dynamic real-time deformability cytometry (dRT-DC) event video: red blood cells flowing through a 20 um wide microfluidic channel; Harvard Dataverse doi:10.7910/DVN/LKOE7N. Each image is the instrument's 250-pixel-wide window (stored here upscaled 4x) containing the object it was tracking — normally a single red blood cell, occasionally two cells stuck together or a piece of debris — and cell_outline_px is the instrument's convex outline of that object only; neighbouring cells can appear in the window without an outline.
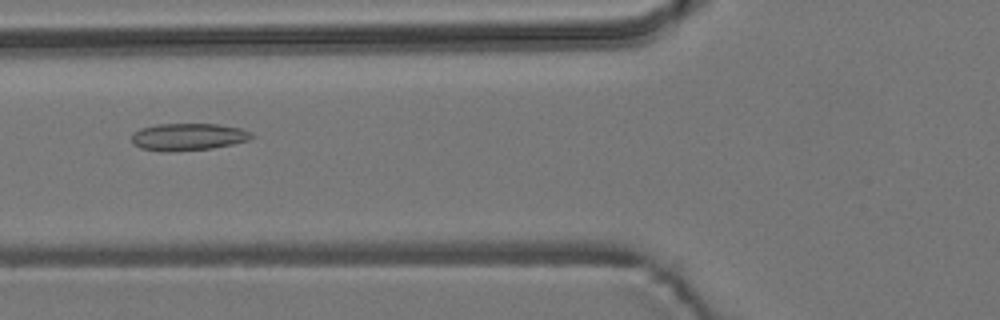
{"species": "common noctule bat (a hibernating species)", "species_latin": "Nyctalus noctula", "temperature_condition": "room temperature", "stored_images_in_passage": 38, "camera_frame_rate_fps": 3000, "um_per_image_px": 0.085, "animal": {"sex": "male", "body_mass_g": 19.2, "forearm_length_mm": 51.8}, "frame": {"image": 1, "passage_image": 4, "time_ms": 1.0, "image_size_px": [1000, 320], "cell_outline_px": [[256, 136], [248, 140], [232, 144], [212, 148], [168, 152], [140, 148], [132, 144], [132, 132], [140, 128], [156, 124], [216, 124], [240, 128], [252, 132]], "centroid_in_image_um": [15.97, 11.63], "position_along_channel_um": 109.8, "area_um2": 19.13}}
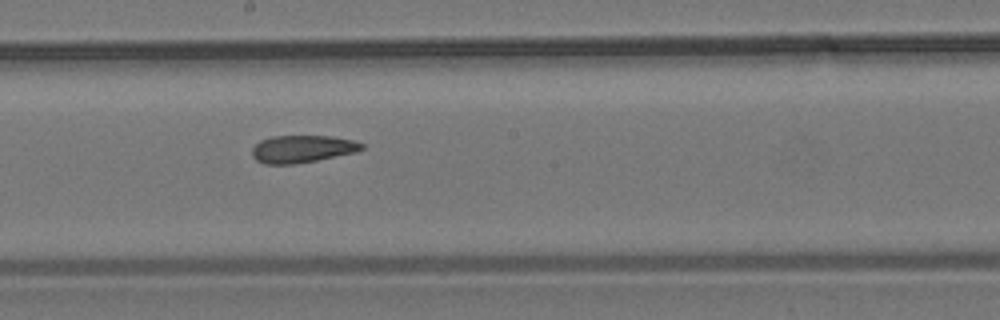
{"frame": {"image": 2, "passage_image": 13, "time_ms": 4.0, "image_size_px": [1000, 320], "cell_outline_px": [[364, 148], [356, 152], [316, 160], [292, 164], [264, 164], [256, 160], [252, 156], [252, 148], [260, 140], [272, 136], [332, 136], [352, 140], [364, 144]], "centroid_in_image_um": [25.67, 12.65], "position_along_channel_um": 222.5, "area_um2": 17.46}}
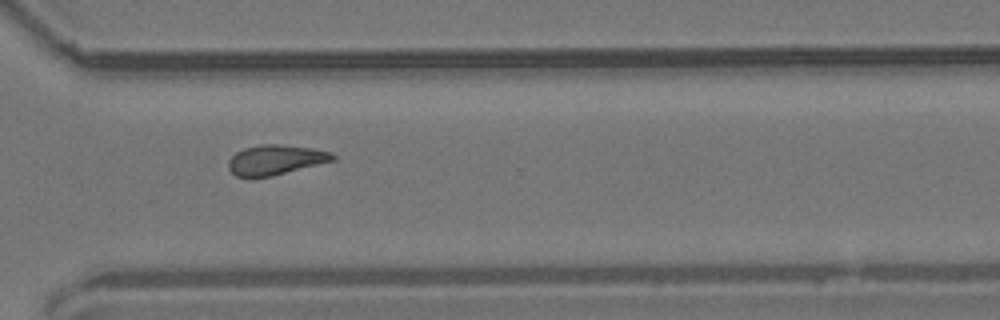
{"frame": {"image": 3, "passage_image": 23, "time_ms": 7.333, "image_size_px": [1000, 320], "cell_outline_px": [[336, 160], [272, 176], [252, 180], [236, 176], [228, 168], [228, 160], [236, 152], [244, 148], [260, 144], [280, 144], [312, 148], [332, 152], [336, 156]], "centroid_in_image_um": [23.4, 13.61], "position_along_channel_um": 347.2, "area_um2": 18.67}}